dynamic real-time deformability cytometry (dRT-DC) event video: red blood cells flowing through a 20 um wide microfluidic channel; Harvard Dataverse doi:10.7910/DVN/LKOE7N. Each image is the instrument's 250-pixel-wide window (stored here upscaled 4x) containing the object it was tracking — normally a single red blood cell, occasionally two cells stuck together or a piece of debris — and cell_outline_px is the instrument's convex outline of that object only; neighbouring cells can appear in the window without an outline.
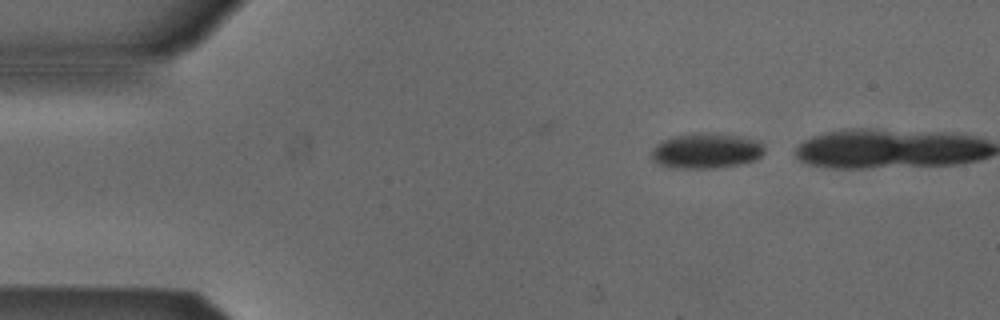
{"species": "Egyptian fruit bat (a non-hibernating species)", "species_latin": "Rousettus aegyptiacus", "temperature_condition": "cold", "stored_images_in_passage": 2, "camera_frame_rate_fps": 3000, "um_per_image_px": 0.085, "animal": {"sex": "male"}, "frame": {"image": 1, "passage_image": 1, "time_ms": 0.0, "image_size_px": [1000, 320], "cell_outline_px": [[764, 152], [756, 160], [740, 164], [716, 168], [668, 168], [656, 164], [652, 160], [652, 148], [660, 140], [672, 136], [692, 132], [716, 132], [740, 136], [756, 140], [764, 148]], "centroid_in_image_um": [59.96, 12.8], "position_along_channel_um": 25.0, "area_um2": 23.81}}